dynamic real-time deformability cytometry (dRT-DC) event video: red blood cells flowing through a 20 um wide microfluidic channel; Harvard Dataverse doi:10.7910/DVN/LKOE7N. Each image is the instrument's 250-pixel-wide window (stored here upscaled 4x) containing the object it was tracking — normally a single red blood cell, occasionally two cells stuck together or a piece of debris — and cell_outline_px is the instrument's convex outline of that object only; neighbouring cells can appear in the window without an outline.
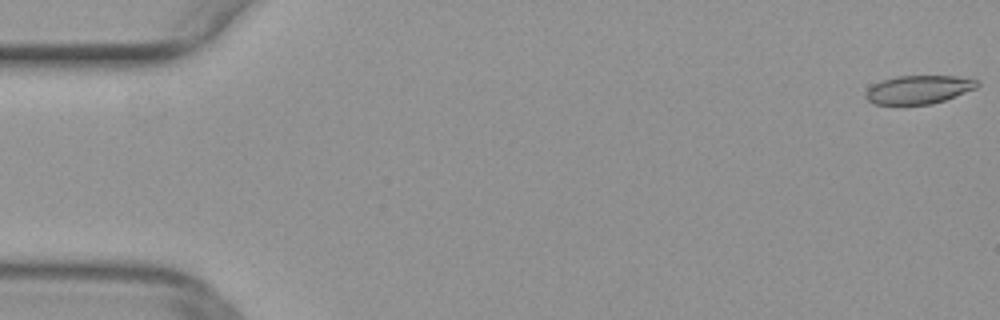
{"species": "common noctule bat (a hibernating species)", "species_latin": "Nyctalus noctula", "temperature_condition": "warm", "stored_images_in_passage": 19, "camera_frame_rate_fps": 3000, "um_per_image_px": 0.085, "animal": {"sex": "female", "body_mass_g": 29.2, "forearm_length_mm": 56.3}, "frame": {"image": 1, "passage_image": 1, "time_ms": 0.0, "image_size_px": [1000, 320], "cell_outline_px": [[980, 84], [976, 88], [944, 100], [932, 104], [872, 104], [864, 96], [864, 92], [872, 84], [880, 80], [896, 76], [956, 76], [980, 80]], "centroid_in_image_um": [78.05, 7.6], "position_along_channel_um": 6.9, "area_um2": 18.61}}
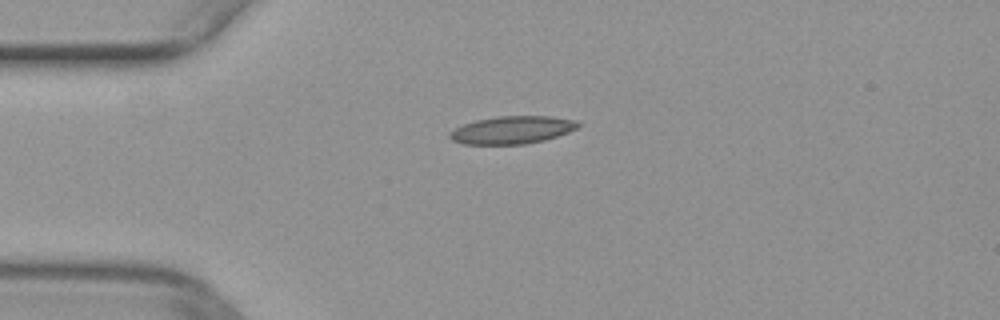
{"frame": {"image": 2, "passage_image": 13, "time_ms": 4.0, "image_size_px": [1000, 320], "cell_outline_px": [[580, 124], [576, 128], [568, 132], [544, 140], [524, 144], [464, 144], [452, 140], [448, 136], [448, 132], [464, 124], [476, 120], [496, 116], [548, 116], [576, 120]], "centroid_in_image_um": [43.5, 11.04], "position_along_channel_um": 41.5, "area_um2": 20.58}}
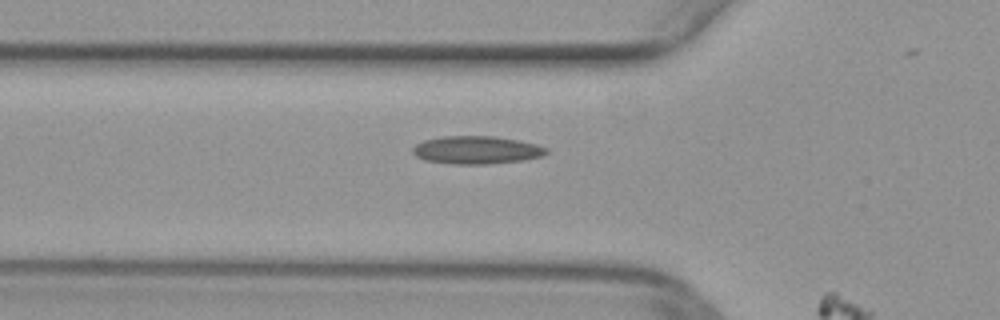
{"frame": {"image": 3, "passage_image": 18, "time_ms": 5.667, "image_size_px": [1000, 320], "cell_outline_px": [[548, 152], [544, 156], [520, 160], [484, 164], [452, 164], [424, 160], [416, 156], [412, 152], [412, 148], [416, 144], [424, 140], [444, 136], [492, 136], [520, 140], [536, 144], [548, 148]], "centroid_in_image_um": [40.5, 12.74], "position_along_channel_um": 85.3, "area_um2": 21.73}}